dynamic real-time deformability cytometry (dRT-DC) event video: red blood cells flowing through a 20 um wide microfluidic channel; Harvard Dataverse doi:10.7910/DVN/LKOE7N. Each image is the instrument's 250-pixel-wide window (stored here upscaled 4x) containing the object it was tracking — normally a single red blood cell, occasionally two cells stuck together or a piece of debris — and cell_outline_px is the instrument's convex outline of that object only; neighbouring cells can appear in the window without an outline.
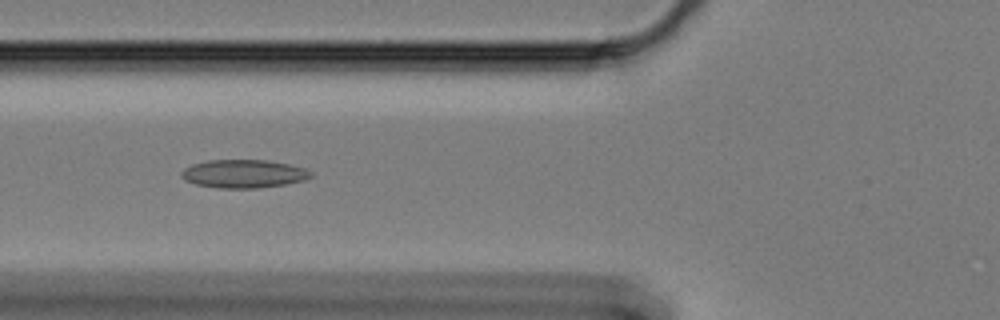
{"species": "Egyptian fruit bat (a non-hibernating species)", "species_latin": "Rousettus aegyptiacus", "temperature_condition": "cold", "stored_images_in_passage": 43, "camera_frame_rate_fps": 3000, "um_per_image_px": 0.085, "animal": {"sex": "female"}, "frame": {"image": 1, "passage_image": 10, "time_ms": 3.0, "image_size_px": [1000, 320], "cell_outline_px": [[312, 176], [304, 180], [284, 184], [260, 188], [220, 188], [196, 184], [184, 180], [180, 176], [180, 172], [184, 168], [192, 164], [208, 160], [268, 160], [288, 164], [304, 168], [312, 172]], "centroid_in_image_um": [20.68, 14.77], "position_along_channel_um": 105.1, "area_um2": 21.33}}
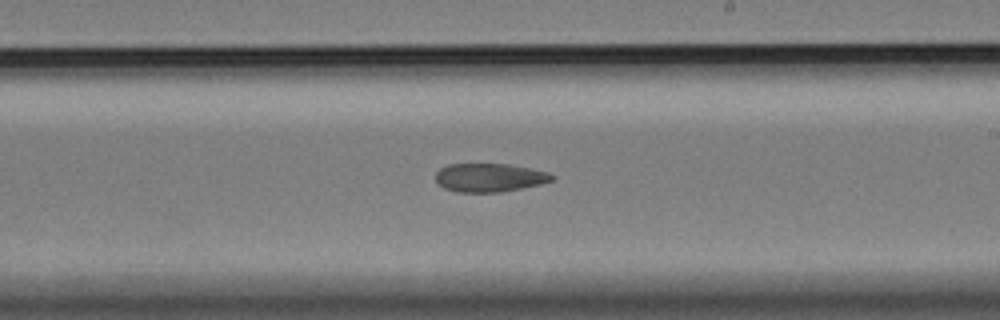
{"frame": {"image": 2, "passage_image": 23, "time_ms": 7.333, "image_size_px": [1000, 320], "cell_outline_px": [[556, 176], [552, 180], [540, 184], [500, 192], [456, 192], [444, 188], [436, 184], [436, 172], [440, 168], [448, 164], [508, 164], [532, 168], [548, 172]], "centroid_in_image_um": [41.58, 15.09], "position_along_channel_um": 247.4, "area_um2": 19.42}}
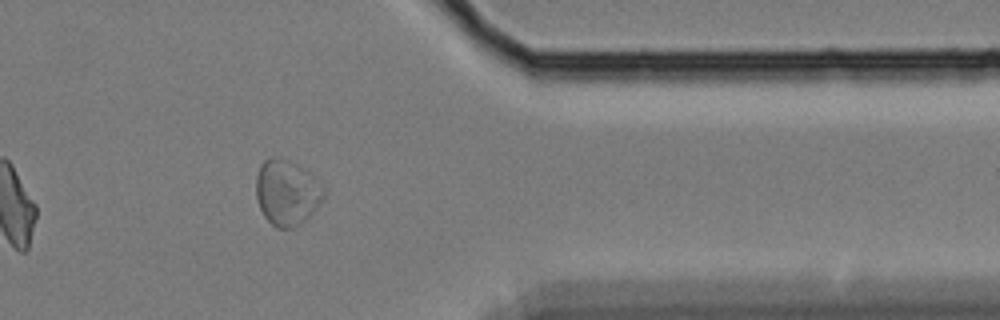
{"frame": {"image": 3, "passage_image": 37, "time_ms": 12.0, "image_size_px": [1000, 320], "cell_outline_px": [[324, 196], [316, 208], [300, 224], [292, 228], [276, 228], [264, 216], [260, 208], [256, 196], [256, 176], [260, 164], [264, 160], [272, 156], [276, 156], [296, 164], [312, 172], [324, 188]], "centroid_in_image_um": [24.37, 16.34], "position_along_channel_um": 387.0, "area_um2": 25.89}, "authors_computed_cell_mechanics": {"area_um2": 20.8658, "velocity_mm_per_s": 3.2757, "shape_relaxation_time_tau1_ms": null, "shape_relaxation_time_tau2_ms": 5.0537, "deformation_change_tau1": null, "deformation_change_tau2": 0.0903}}